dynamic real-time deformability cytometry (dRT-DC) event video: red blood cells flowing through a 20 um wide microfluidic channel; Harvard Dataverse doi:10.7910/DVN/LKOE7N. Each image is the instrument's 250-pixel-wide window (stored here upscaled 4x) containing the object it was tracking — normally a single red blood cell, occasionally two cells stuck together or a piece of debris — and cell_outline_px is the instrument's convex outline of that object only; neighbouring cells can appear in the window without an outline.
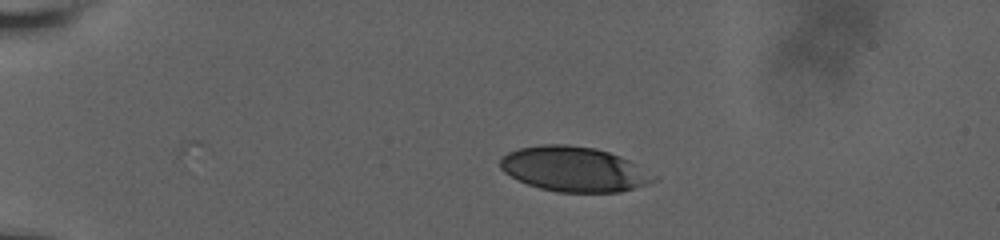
{"species": "human", "species_latin": "Homo sapiens", "temperature_condition": "room temperature", "stored_images_in_passage": 40, "camera_frame_rate_fps": 3000, "um_per_image_px": 0.085, "donor": {"sex": "male"}, "frame": {"image": 1, "passage_image": 1, "time_ms": 0.0, "image_size_px": [1000, 240], "cell_outline_px": [[660, 176], [656, 180], [620, 192], [556, 192], [540, 188], [528, 184], [504, 172], [500, 168], [500, 156], [508, 152], [520, 148], [540, 144], [568, 144], [596, 148], [620, 156]], "centroid_in_image_um": [48.79, 14.36], "position_along_channel_um": 36.2, "area_um2": 40.17}}
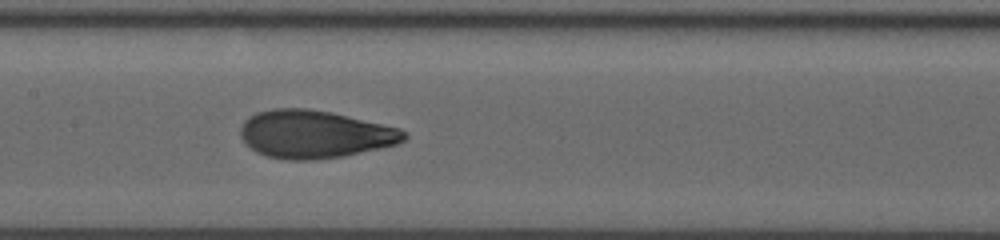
{"frame": {"image": 2, "passage_image": 18, "time_ms": 5.667, "image_size_px": [1000, 240], "cell_outline_px": [[408, 136], [404, 140], [396, 144], [380, 148], [344, 156], [312, 160], [288, 160], [268, 156], [256, 152], [244, 144], [240, 136], [240, 128], [256, 112], [272, 108], [308, 108], [332, 112], [400, 128], [408, 132]], "centroid_in_image_um": [26.75, 11.41], "position_along_channel_um": 180.6, "area_um2": 45.72}}
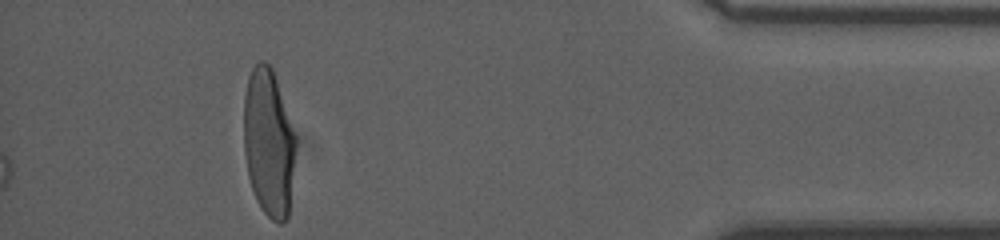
{"frame": {"image": 3, "passage_image": 40, "time_ms": 13.0, "image_size_px": [1000, 240], "cell_outline_px": [[296, 148], [288, 216], [280, 224], [272, 220], [260, 208], [256, 200], [248, 176], [244, 152], [244, 96], [248, 76], [252, 68], [260, 60], [264, 60], [272, 68], [296, 136]], "centroid_in_image_um": [22.83, 12.13], "position_along_channel_um": 412.4, "area_um2": 44.74}, "authors_computed_cell_mechanics": {"area_um2": 43.8702, "velocity_mm_per_s": 3.7986, "shape_relaxation_time_tau1_ms": 4.581, "shape_relaxation_time_tau2_ms": 0.7795, "deformation_change_tau1": 0.1944, "deformation_change_tau2": 0.0637}}